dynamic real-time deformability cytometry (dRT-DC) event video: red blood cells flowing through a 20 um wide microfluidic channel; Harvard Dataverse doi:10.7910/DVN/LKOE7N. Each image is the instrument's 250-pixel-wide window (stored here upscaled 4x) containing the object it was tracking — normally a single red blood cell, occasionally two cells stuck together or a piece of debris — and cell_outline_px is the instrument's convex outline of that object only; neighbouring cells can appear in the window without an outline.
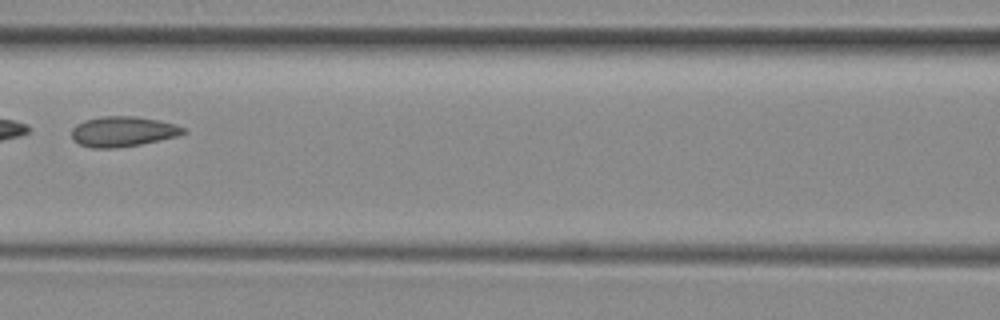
{"species": "common noctule bat (a hibernating species)", "species_latin": "Nyctalus noctula", "temperature_condition": "room temperature", "stored_images_in_passage": 4, "camera_frame_rate_fps": 3000, "um_per_image_px": 0.085, "animal": {"sex": "female", "body_mass_g": 29.2, "forearm_length_mm": 56.3}, "frame": {"image": 1, "passage_image": 4, "time_ms": 3.667, "image_size_px": [1000, 320], "cell_outline_px": [[184, 132], [176, 136], [140, 144], [112, 148], [92, 148], [80, 144], [72, 136], [72, 128], [76, 124], [84, 120], [100, 116], [136, 116], [176, 124], [184, 128]], "centroid_in_image_um": [10.4, 11.16], "position_along_channel_um": 156.2, "area_um2": 19.36}}